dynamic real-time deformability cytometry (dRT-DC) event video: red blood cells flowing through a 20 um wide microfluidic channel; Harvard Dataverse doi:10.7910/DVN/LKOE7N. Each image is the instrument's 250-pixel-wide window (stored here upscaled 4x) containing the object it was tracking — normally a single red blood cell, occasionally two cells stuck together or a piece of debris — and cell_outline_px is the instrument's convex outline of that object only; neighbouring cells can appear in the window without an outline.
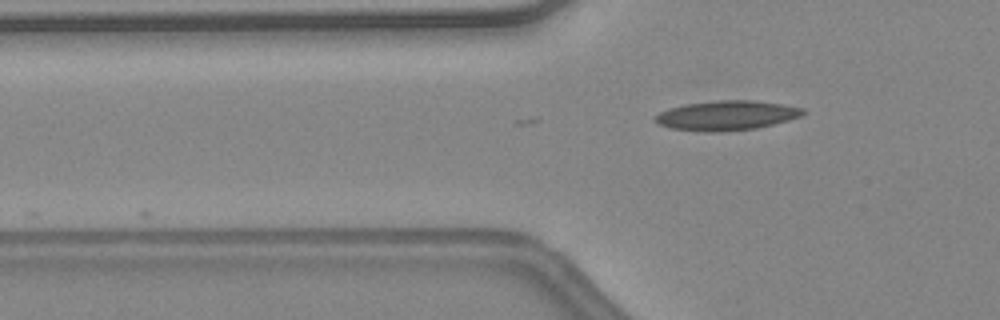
{"species": "common noctule bat (a hibernating species)", "species_latin": "Nyctalus noctula", "temperature_condition": "warm", "stored_images_in_passage": 3, "camera_frame_rate_fps": 3000, "um_per_image_px": 0.085, "animal": {"sex": "female", "body_mass_g": 24.6, "forearm_length_mm": 56.2}, "frame": {"image": 1, "passage_image": 3, "time_ms": 0.667, "image_size_px": [1000, 320], "cell_outline_px": [[804, 112], [800, 116], [788, 120], [756, 128], [720, 132], [704, 132], [668, 128], [656, 124], [652, 120], [652, 116], [668, 108], [688, 104], [720, 100], [752, 100], [784, 104], [804, 108]], "centroid_in_image_um": [61.69, 9.82], "position_along_channel_um": 64.1, "area_um2": 25.66}}